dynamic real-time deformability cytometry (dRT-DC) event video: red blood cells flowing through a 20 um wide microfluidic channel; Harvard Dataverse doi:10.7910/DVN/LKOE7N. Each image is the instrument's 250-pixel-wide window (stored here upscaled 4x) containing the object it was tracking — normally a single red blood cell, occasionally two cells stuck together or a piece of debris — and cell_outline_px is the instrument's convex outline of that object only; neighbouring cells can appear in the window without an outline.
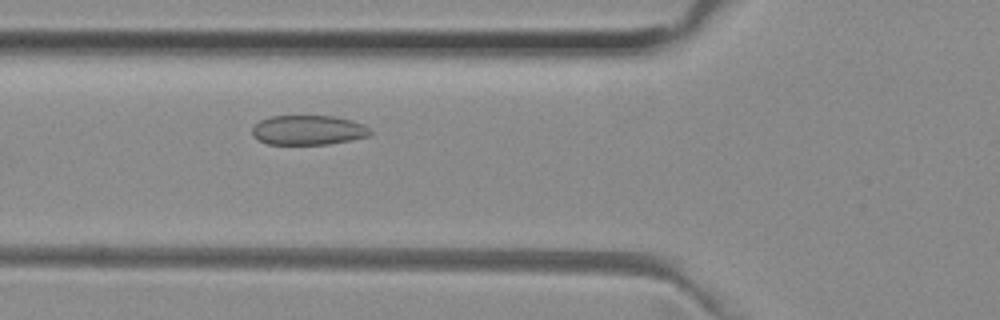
{"species": "common noctule bat (a hibernating species)", "species_latin": "Nyctalus noctula", "temperature_condition": "room temperature", "stored_images_in_passage": 49, "camera_frame_rate_fps": 3000, "um_per_image_px": 0.085, "animal": {"sex": "female", "body_mass_g": 29.2, "forearm_length_mm": 56.3}, "frame": {"image": 1, "passage_image": 16, "time_ms": 5.0, "image_size_px": [1000, 320], "cell_outline_px": [[372, 132], [368, 136], [328, 144], [268, 144], [252, 136], [252, 128], [260, 120], [272, 116], [336, 116], [352, 120], [368, 128]], "centroid_in_image_um": [26.17, 11.05], "position_along_channel_um": 99.6, "area_um2": 20.17}}
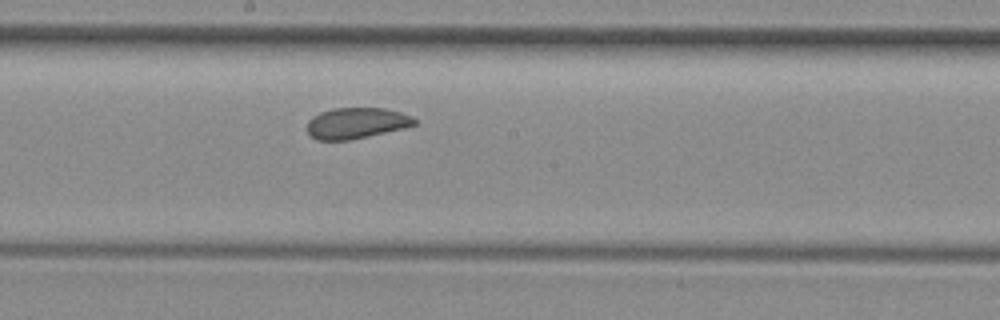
{"frame": {"image": 2, "passage_image": 25, "time_ms": 8.0, "image_size_px": [1000, 320], "cell_outline_px": [[416, 124], [404, 128], [352, 140], [316, 140], [308, 132], [308, 120], [312, 116], [320, 112], [332, 108], [384, 108], [400, 112], [412, 116], [416, 120]], "centroid_in_image_um": [30.29, 10.46], "position_along_channel_um": 217.9, "area_um2": 19.42}}
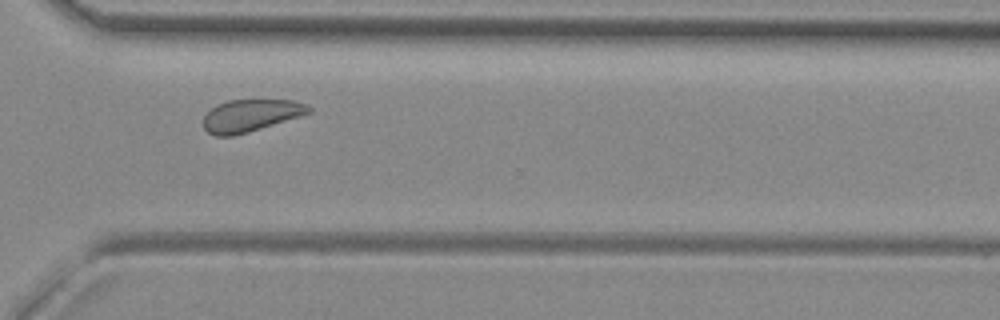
{"frame": {"image": 3, "passage_image": 35, "time_ms": 11.333, "image_size_px": [1000, 320], "cell_outline_px": [[312, 112], [300, 116], [248, 132], [232, 136], [216, 136], [208, 132], [204, 128], [204, 116], [216, 104], [228, 100], [292, 100], [308, 104], [312, 108]], "centroid_in_image_um": [21.32, 9.81], "position_along_channel_um": 349.3, "area_um2": 19.71}, "authors_computed_cell_mechanics": {"area_um2": 21.2704, "velocity_mm_per_s": 3.9435, "shape_relaxation_time_tau1_ms": null, "shape_relaxation_time_tau2_ms": 1.3951, "deformation_change_tau1": null, "deformation_change_tau2": 0.0694}}